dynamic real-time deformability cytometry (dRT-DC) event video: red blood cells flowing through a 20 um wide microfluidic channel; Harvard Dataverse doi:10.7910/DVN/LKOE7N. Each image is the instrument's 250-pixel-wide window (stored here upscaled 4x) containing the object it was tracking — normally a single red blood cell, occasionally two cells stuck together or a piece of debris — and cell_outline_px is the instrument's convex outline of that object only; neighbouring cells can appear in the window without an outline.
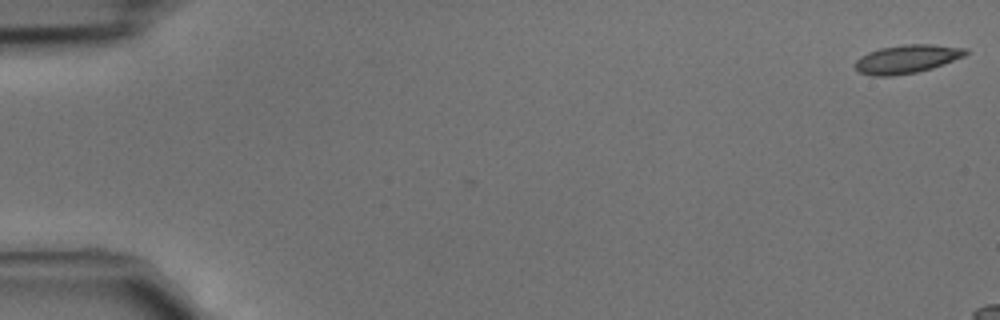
{"species": "common noctule bat (a hibernating species)", "species_latin": "Nyctalus noctula", "temperature_condition": "cold", "stored_images_in_passage": 11, "camera_frame_rate_fps": 3000, "um_per_image_px": 0.085, "animal": {"sex": "male", "body_mass_g": 15.6}, "frame": {"image": 1, "passage_image": 1, "time_ms": 0.0, "image_size_px": [1000, 320], "cell_outline_px": [[968, 52], [964, 56], [944, 64], [932, 68], [916, 72], [892, 76], [876, 76], [860, 72], [856, 68], [856, 60], [860, 56], [868, 52], [880, 48], [904, 44], [932, 44], [968, 48]], "centroid_in_image_um": [77.11, 5.0], "position_along_channel_um": 7.9, "area_um2": 18.26}}